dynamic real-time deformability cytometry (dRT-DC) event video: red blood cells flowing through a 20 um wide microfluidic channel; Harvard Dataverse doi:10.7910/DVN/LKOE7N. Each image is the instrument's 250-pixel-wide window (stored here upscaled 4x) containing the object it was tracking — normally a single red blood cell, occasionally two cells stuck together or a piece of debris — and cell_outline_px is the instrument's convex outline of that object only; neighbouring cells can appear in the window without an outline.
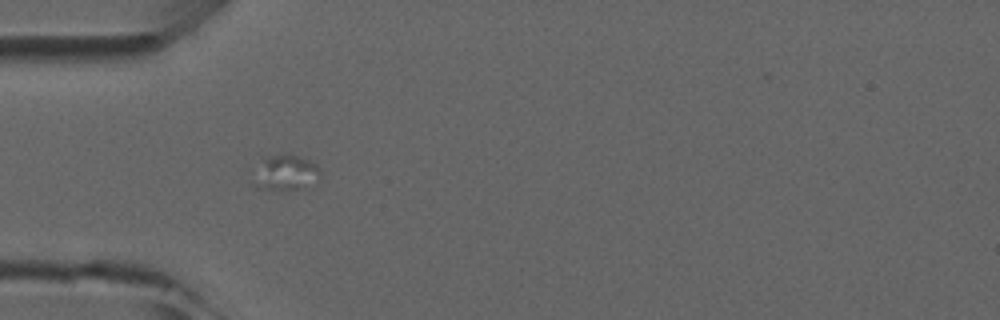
{"species": "common noctule bat (a hibernating species)", "species_latin": "Nyctalus noctula", "temperature_condition": "room temperature", "stored_images_in_passage": 6, "camera_frame_rate_fps": 3000, "um_per_image_px": 0.085, "animal": {"sex": "male", "forearm_length_mm": 52.5}, "frame": {"image": 1, "passage_image": 5, "time_ms": 4.667, "image_size_px": [1000, 320], "cell_outline_px": [[320, 176], [288, 192], [256, 188], [252, 184], [248, 168], [260, 156], [300, 156], [316, 164], [320, 168]], "centroid_in_image_um": [24.0, 14.67], "position_along_channel_um": 61.0, "area_um2": 14.51}}